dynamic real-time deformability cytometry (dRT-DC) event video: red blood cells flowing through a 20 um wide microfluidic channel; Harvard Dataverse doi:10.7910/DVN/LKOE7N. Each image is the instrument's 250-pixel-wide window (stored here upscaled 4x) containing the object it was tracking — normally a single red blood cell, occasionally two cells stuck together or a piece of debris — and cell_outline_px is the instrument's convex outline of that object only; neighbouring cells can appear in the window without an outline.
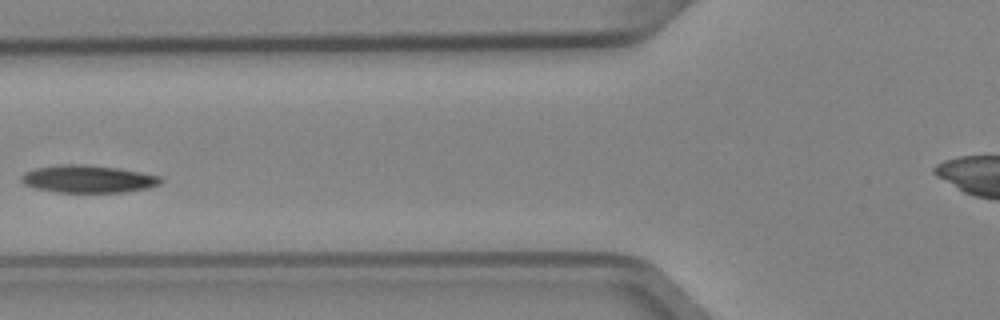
{"species": "Egyptian fruit bat (a non-hibernating species)", "species_latin": "Rousettus aegyptiacus", "temperature_condition": "cold", "stored_images_in_passage": 5, "camera_frame_rate_fps": 3000, "um_per_image_px": 0.085, "animal": {"sex": "female"}, "frame": {"image": 1, "passage_image": 5, "time_ms": 1.333, "image_size_px": [1000, 320], "cell_outline_px": [[164, 180], [160, 184], [148, 188], [124, 192], [56, 192], [36, 188], [24, 184], [20, 180], [20, 176], [24, 172], [36, 168], [60, 164], [84, 164], [116, 168], [140, 172], [160, 176]], "centroid_in_image_um": [7.47, 15.21], "position_along_channel_um": 118.3, "area_um2": 22.37}}